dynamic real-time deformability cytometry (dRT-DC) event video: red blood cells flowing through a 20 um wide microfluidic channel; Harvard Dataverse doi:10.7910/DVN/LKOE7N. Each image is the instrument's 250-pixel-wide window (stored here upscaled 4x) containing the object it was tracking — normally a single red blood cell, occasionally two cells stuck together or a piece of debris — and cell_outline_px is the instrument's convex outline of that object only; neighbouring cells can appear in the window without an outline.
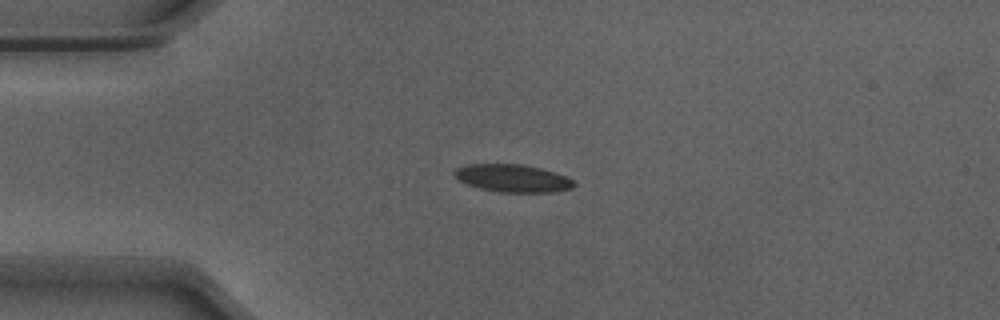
{"species": "Egyptian fruit bat (a non-hibernating species)", "species_latin": "Rousettus aegyptiacus", "temperature_condition": "warm", "stored_images_in_passage": 41, "camera_frame_rate_fps": 3000, "um_per_image_px": 0.085, "animal": {"sex": "male"}, "frame": {"image": 1, "passage_image": 1, "time_ms": 0.0, "image_size_px": [1000, 320], "cell_outline_px": [[576, 184], [572, 188], [552, 192], [500, 192], [480, 188], [468, 184], [460, 180], [452, 172], [456, 168], [468, 164], [520, 164], [540, 168], [568, 176]], "centroid_in_image_um": [43.59, 15.14], "position_along_channel_um": 41.4, "area_um2": 19.13}}
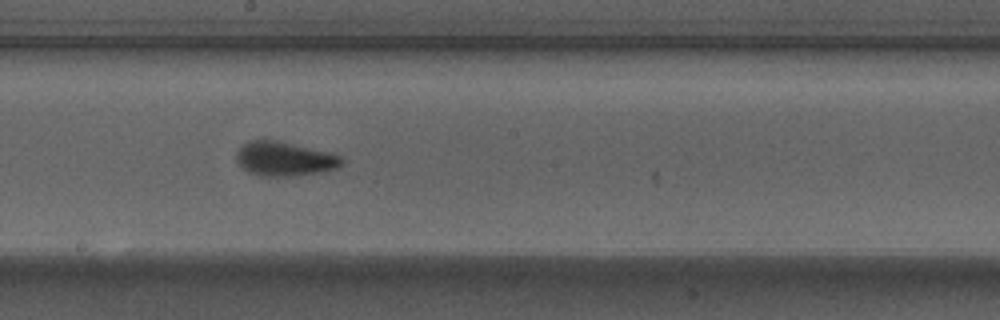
{"frame": {"image": 2, "passage_image": 17, "time_ms": 5.333, "image_size_px": [1000, 320], "cell_outline_px": [[344, 164], [336, 168], [324, 172], [296, 176], [260, 176], [248, 172], [236, 160], [236, 152], [248, 140], [276, 140], [328, 152], [340, 156], [344, 160]], "centroid_in_image_um": [24.2, 13.52], "position_along_channel_um": 224.0, "area_um2": 21.04}}
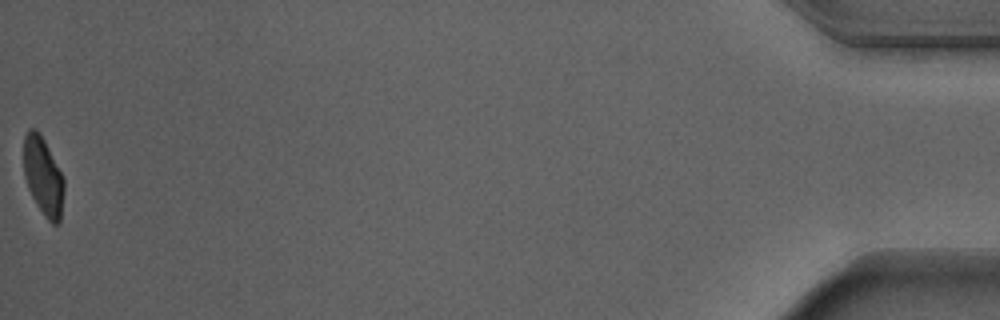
{"frame": {"image": 3, "passage_image": 41, "time_ms": 13.333, "image_size_px": [1000, 320], "cell_outline_px": [[64, 192], [60, 224], [52, 224], [44, 216], [36, 204], [28, 188], [24, 176], [24, 136], [28, 128], [36, 128], [40, 132], [64, 180]], "centroid_in_image_um": [3.66, 15.0], "position_along_channel_um": 431.5, "area_um2": 18.38}, "authors_computed_cell_mechanics": {"area_um2": 20.0566, "velocity_mm_per_s": 3.887, "shape_relaxation_time_tau1_ms": 2.5365, "shape_relaxation_time_tau2_ms": 0.7667, "deformation_change_tau1": 0.1555, "deformation_change_tau2": 0.0708}}